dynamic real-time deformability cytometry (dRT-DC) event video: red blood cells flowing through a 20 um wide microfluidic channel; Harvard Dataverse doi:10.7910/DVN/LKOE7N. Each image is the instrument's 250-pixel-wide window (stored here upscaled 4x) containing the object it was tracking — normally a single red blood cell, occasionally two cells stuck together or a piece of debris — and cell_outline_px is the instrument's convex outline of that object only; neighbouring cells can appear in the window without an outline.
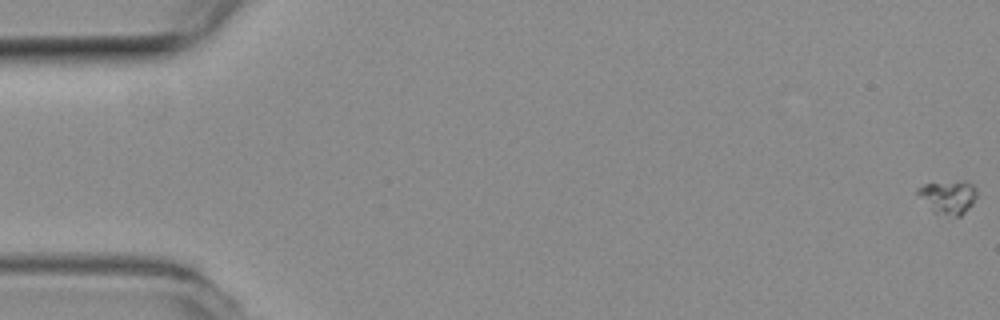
{"species": "common noctule bat (a hibernating species)", "species_latin": "Nyctalus noctula", "temperature_condition": "room temperature", "stored_images_in_passage": 59, "camera_frame_rate_fps": 3000, "um_per_image_px": 0.085, "animal": {"sex": "female", "body_mass_g": 19.3, "forearm_length_mm": 54.1}, "frame": {"image": 1, "passage_image": 1, "time_ms": 0.0, "image_size_px": [1000, 320], "cell_outline_px": [[976, 196], [972, 204], [960, 216], [948, 220], [936, 216], [932, 212], [916, 192], [916, 188], [924, 184], [960, 180], [968, 180], [976, 188]], "centroid_in_image_um": [80.58, 16.8], "position_along_channel_um": 4.4, "area_um2": 12.2}}
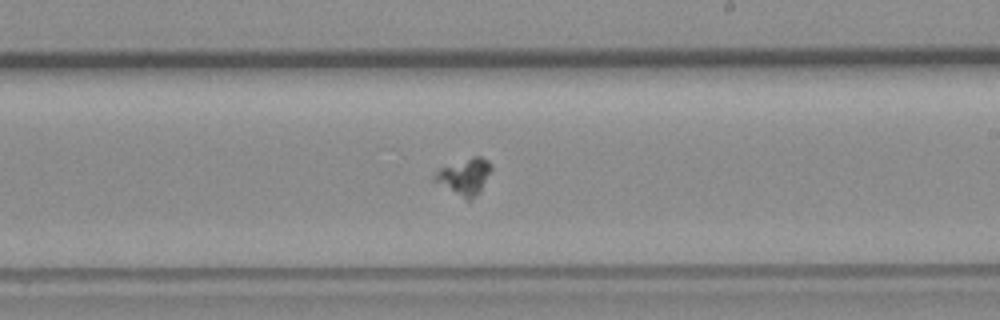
{"frame": {"image": 2, "passage_image": 35, "time_ms": 11.333, "image_size_px": [1000, 320], "cell_outline_px": [[492, 168], [476, 196], [468, 200], [432, 180], [432, 176], [440, 168], [472, 156], [480, 156], [488, 160], [492, 164]], "centroid_in_image_um": [39.47, 14.97], "position_along_channel_um": 249.5, "area_um2": 11.68}}
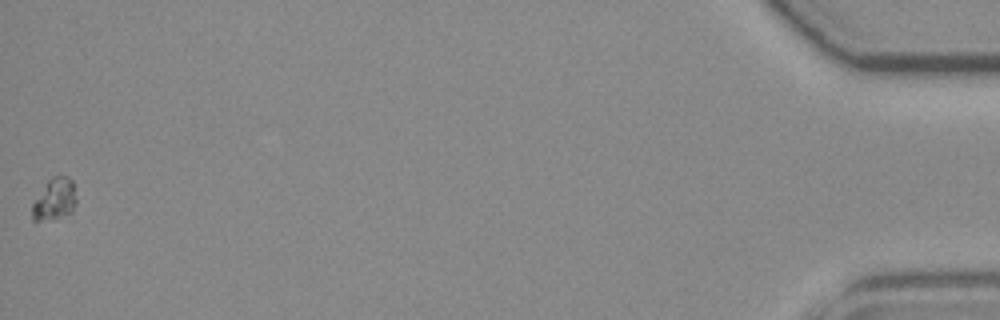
{"frame": {"image": 3, "passage_image": 59, "time_ms": 19.333, "image_size_px": [1000, 320], "cell_outline_px": [[76, 204], [72, 212], [36, 224], [32, 220], [32, 204], [48, 180], [52, 176], [68, 176], [72, 180], [76, 200]], "centroid_in_image_um": [4.61, 16.97], "position_along_channel_um": 430.6, "area_um2": 10.81}}